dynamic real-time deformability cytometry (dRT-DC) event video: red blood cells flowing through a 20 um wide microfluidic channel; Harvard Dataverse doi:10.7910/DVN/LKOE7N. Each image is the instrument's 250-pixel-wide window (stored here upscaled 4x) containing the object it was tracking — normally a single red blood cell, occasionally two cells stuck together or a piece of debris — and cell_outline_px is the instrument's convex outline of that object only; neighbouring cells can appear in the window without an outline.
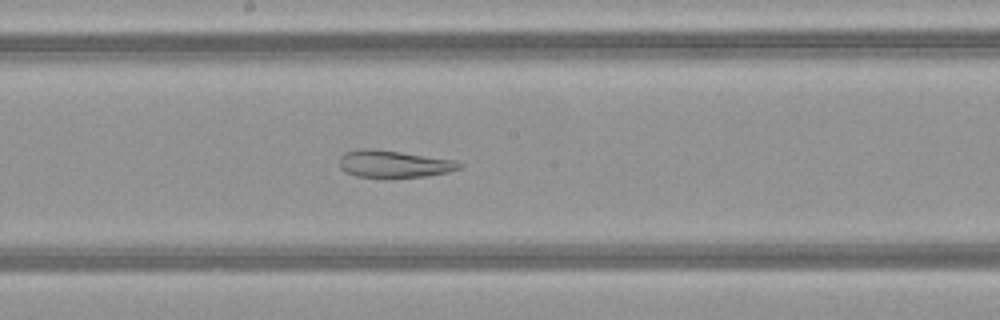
{"species": "common noctule bat (a hibernating species)", "species_latin": "Nyctalus noctula", "temperature_condition": "warm", "stored_images_in_passage": 50, "camera_frame_rate_fps": 3000, "um_per_image_px": 0.085, "animal": {"sex": "female", "body_mass_g": 21.9}, "frame": {"image": 1, "passage_image": 27, "time_ms": 8.667, "image_size_px": [1000, 320], "cell_outline_px": [[464, 164], [460, 168], [448, 172], [428, 176], [388, 180], [356, 176], [344, 172], [340, 168], [340, 156], [344, 152], [360, 148], [376, 148], [456, 160]], "centroid_in_image_um": [33.46, 13.96], "position_along_channel_um": 214.7, "area_um2": 20.0}}
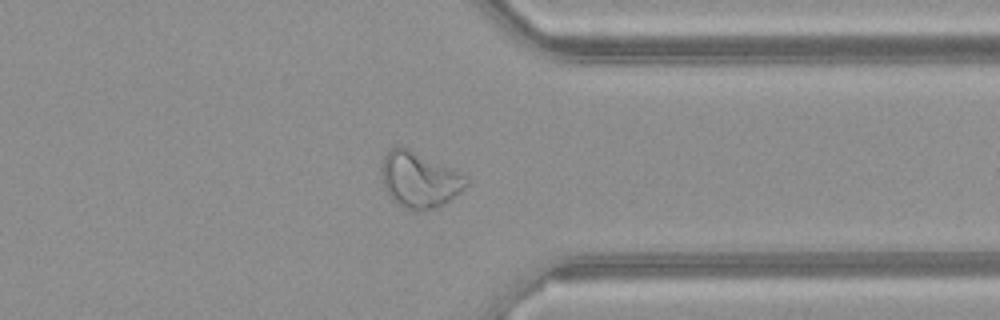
{"frame": {"image": 2, "passage_image": 39, "time_ms": 12.667, "image_size_px": [1000, 320], "cell_outline_px": [[468, 184], [460, 192], [444, 204], [432, 208], [416, 212], [396, 204], [392, 200], [384, 188], [380, 172], [380, 164], [384, 156], [392, 148], [400, 144], [464, 172], [468, 176]], "centroid_in_image_um": [35.65, 15.25], "position_along_channel_um": 375.8, "area_um2": 28.26}}
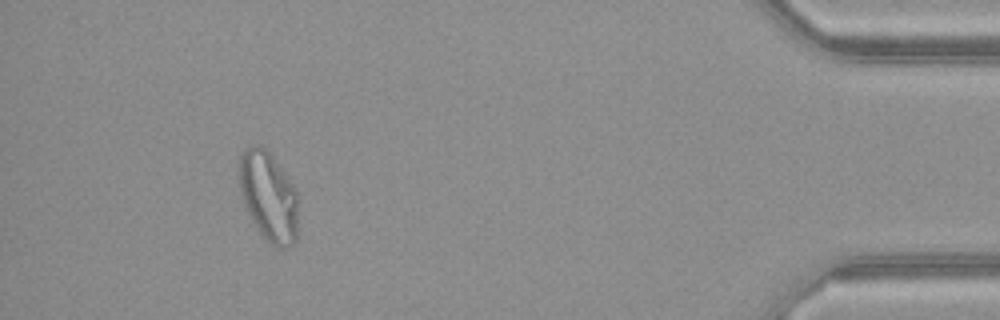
{"frame": {"image": 3, "passage_image": 46, "time_ms": 15.0, "image_size_px": [1000, 320], "cell_outline_px": [[300, 196], [296, 240], [288, 248], [280, 248], [272, 244], [260, 232], [244, 208], [240, 192], [240, 156], [244, 148], [252, 144], [260, 144], [272, 156], [296, 188]], "centroid_in_image_um": [22.86, 16.69], "position_along_channel_um": 412.3, "area_um2": 31.27}, "authors_computed_cell_mechanics": {"area_um2": 29.1601, "velocity_mm_per_s": 4.1289, "shape_relaxation_time_tau1_ms": null, "shape_relaxation_time_tau2_ms": 1.8142, "deformation_change_tau1": null, "deformation_change_tau2": 0.0914}}